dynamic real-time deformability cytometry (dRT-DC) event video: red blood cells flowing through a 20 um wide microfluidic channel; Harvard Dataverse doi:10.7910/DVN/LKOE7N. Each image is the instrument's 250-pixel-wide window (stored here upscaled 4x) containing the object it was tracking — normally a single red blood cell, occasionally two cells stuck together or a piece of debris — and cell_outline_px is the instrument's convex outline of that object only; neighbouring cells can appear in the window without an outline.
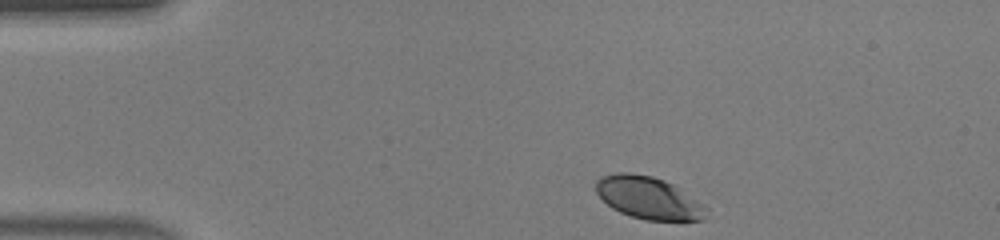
{"species": "human", "species_latin": "Homo sapiens", "temperature_condition": "warm", "stored_images_in_passage": 33, "camera_frame_rate_fps": 3000, "um_per_image_px": 0.085, "donor": {"sex": "male"}, "frame": {"image": 1, "passage_image": 1, "time_ms": 0.0, "image_size_px": [1000, 240], "cell_outline_px": [[708, 208], [704, 220], [644, 220], [620, 212], [612, 208], [596, 192], [596, 180], [600, 176], [616, 172], [628, 172], [652, 176], [664, 180], [680, 188], [704, 204]], "centroid_in_image_um": [55.13, 16.81], "position_along_channel_um": 29.9, "area_um2": 27.28}}
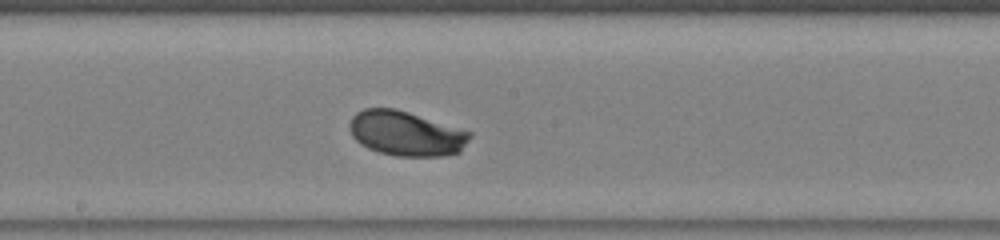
{"frame": {"image": 2, "passage_image": 18, "time_ms": 5.667, "image_size_px": [1000, 240], "cell_outline_px": [[472, 136], [460, 152], [444, 156], [396, 156], [380, 152], [368, 148], [360, 144], [352, 136], [348, 128], [348, 124], [352, 116], [356, 112], [364, 108], [396, 108], [472, 132]], "centroid_in_image_um": [34.5, 11.34], "position_along_channel_um": 213.7, "area_um2": 31.56}}
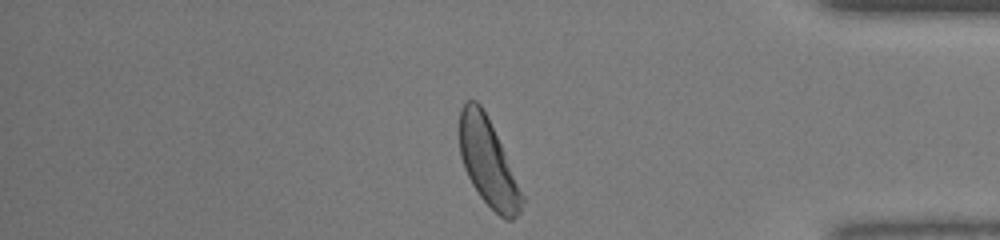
{"frame": {"image": 3, "passage_image": 32, "time_ms": 10.333, "image_size_px": [1000, 240], "cell_outline_px": [[528, 200], [520, 212], [512, 220], [504, 220], [480, 196], [472, 184], [464, 168], [460, 156], [460, 108], [464, 100], [476, 100], [480, 104]], "centroid_in_image_um": [41.52, 13.87], "position_along_channel_um": 393.7, "area_um2": 31.67}, "authors_computed_cell_mechanics": {"area_um2": 30.923, "velocity_mm_per_s": 4.4122, "shape_relaxation_time_tau1_ms": 1.4681, "shape_relaxation_time_tau2_ms": null, "deformation_change_tau1": 0.1144, "deformation_change_tau2": null}}